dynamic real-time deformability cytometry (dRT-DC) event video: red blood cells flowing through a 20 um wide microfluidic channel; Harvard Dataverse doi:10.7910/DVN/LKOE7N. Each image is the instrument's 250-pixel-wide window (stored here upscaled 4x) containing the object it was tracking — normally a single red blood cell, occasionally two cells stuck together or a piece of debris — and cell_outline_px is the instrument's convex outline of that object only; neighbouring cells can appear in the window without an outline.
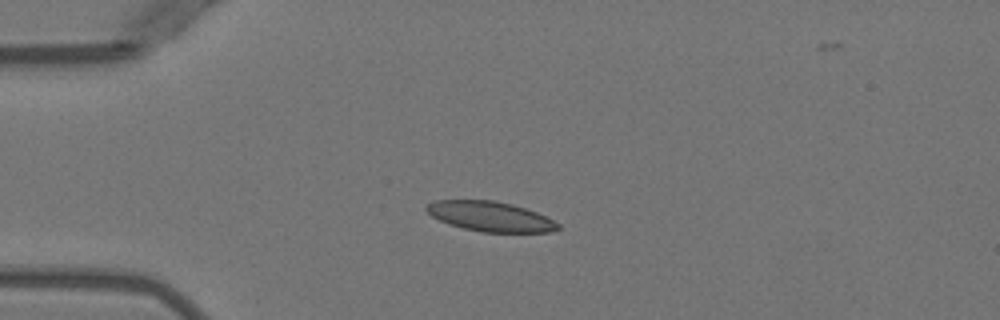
{"species": "Egyptian fruit bat (a non-hibernating species)", "species_latin": "Rousettus aegyptiacus", "temperature_condition": "warm", "stored_images_in_passage": 6, "camera_frame_rate_fps": 3000, "um_per_image_px": 0.085, "animal": {"sex": "female"}, "frame": {"image": 1, "passage_image": 3, "time_ms": 3.333, "image_size_px": [1000, 320], "cell_outline_px": [[560, 228], [552, 232], [484, 232], [464, 228], [448, 224], [432, 216], [424, 208], [428, 204], [436, 200], [496, 200], [512, 204], [536, 212], [560, 224]], "centroid_in_image_um": [41.67, 18.39], "position_along_channel_um": 43.3, "area_um2": 22.77}}
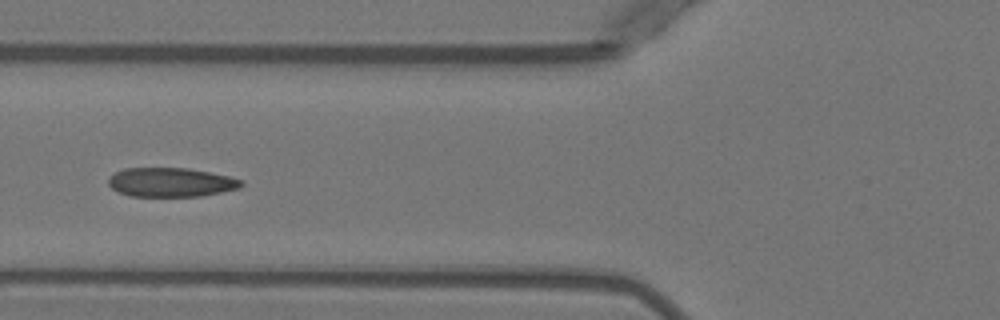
{"frame": {"image": 2, "passage_image": 5, "time_ms": 5.667, "image_size_px": [1000, 320], "cell_outline_px": [[244, 184], [240, 188], [200, 196], [128, 196], [112, 188], [108, 184], [108, 180], [116, 172], [124, 168], [188, 168], [228, 176], [240, 180]], "centroid_in_image_um": [14.51, 15.49], "position_along_channel_um": 111.3, "area_um2": 22.31}}
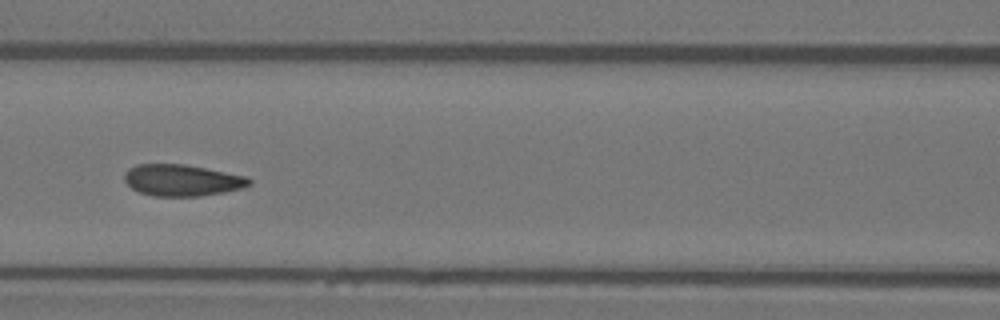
{"frame": {"image": 3, "passage_image": 6, "time_ms": 6.667, "image_size_px": [1000, 320], "cell_outline_px": [[252, 184], [244, 188], [224, 192], [200, 196], [152, 196], [140, 192], [132, 188], [124, 180], [124, 172], [128, 168], [136, 164], [184, 164], [248, 176], [252, 180]], "centroid_in_image_um": [15.49, 15.32], "position_along_channel_um": 151.1, "area_um2": 23.12}}